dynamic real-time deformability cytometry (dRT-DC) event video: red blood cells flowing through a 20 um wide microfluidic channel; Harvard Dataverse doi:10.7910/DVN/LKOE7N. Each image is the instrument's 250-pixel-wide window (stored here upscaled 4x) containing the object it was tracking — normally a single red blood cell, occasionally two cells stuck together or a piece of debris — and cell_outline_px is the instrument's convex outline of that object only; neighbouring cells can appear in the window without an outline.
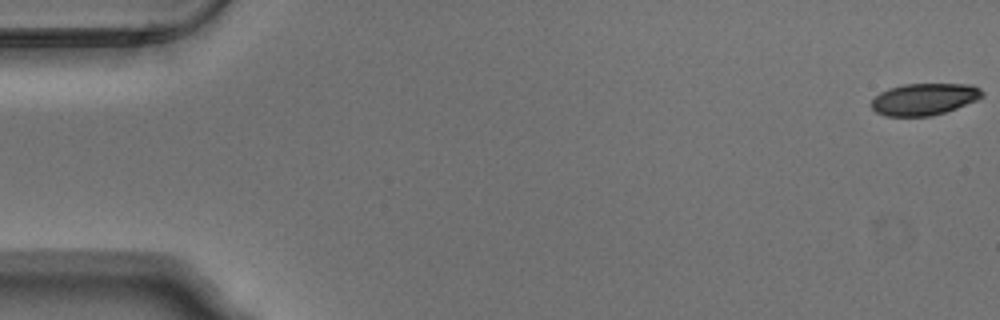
{"species": "Egyptian fruit bat (a non-hibernating species)", "species_latin": "Rousettus aegyptiacus", "temperature_condition": "warm", "stored_images_in_passage": 54, "camera_frame_rate_fps": 3000, "um_per_image_px": 0.085, "animal": {"sex": "male"}, "frame": {"image": 1, "passage_image": 1, "time_ms": 0.0, "image_size_px": [1000, 320], "cell_outline_px": [[984, 96], [976, 100], [956, 108], [932, 116], [884, 116], [876, 112], [872, 108], [872, 100], [880, 92], [888, 88], [904, 84], [972, 84], [980, 88], [984, 92]], "centroid_in_image_um": [78.57, 8.42], "position_along_channel_um": 6.4, "area_um2": 20.58}}
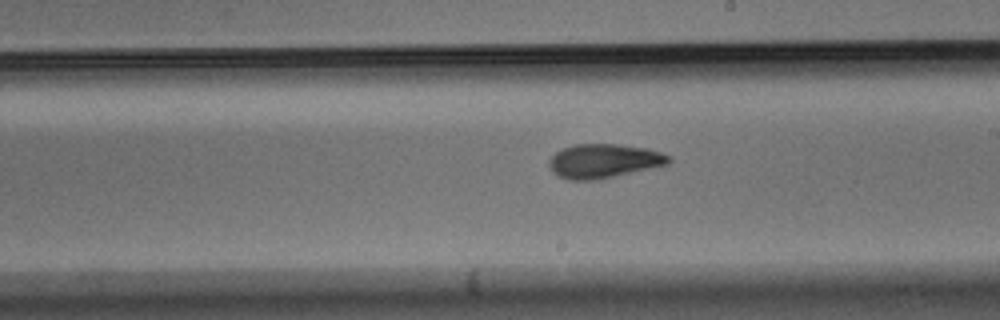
{"frame": {"image": 2, "passage_image": 31, "time_ms": 10.0, "image_size_px": [1000, 320], "cell_outline_px": [[672, 160], [668, 164], [600, 180], [568, 180], [556, 176], [552, 172], [548, 164], [548, 160], [560, 148], [576, 144], [620, 144], [648, 148], [672, 156]], "centroid_in_image_um": [51.31, 13.69], "position_along_channel_um": 237.7, "area_um2": 24.22}}
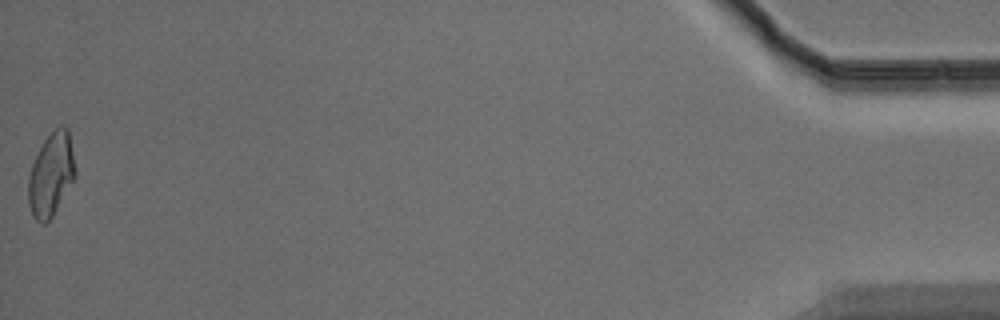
{"frame": {"image": 3, "passage_image": 54, "time_ms": 17.667, "image_size_px": [1000, 320], "cell_outline_px": [[76, 176], [52, 216], [44, 224], [40, 224], [32, 216], [28, 204], [28, 176], [32, 164], [44, 140], [60, 124], [64, 124], [68, 128], [76, 172]], "centroid_in_image_um": [4.33, 14.84], "position_along_channel_um": 430.9, "area_um2": 22.72}, "authors_computed_cell_mechanics": {"area_um2": 22.7732, "velocity_mm_per_s": 3.7854, "shape_relaxation_time_tau1_ms": 6.9301, "shape_relaxation_time_tau2_ms": 3.5237, "deformation_change_tau1": 0.1744, "deformation_change_tau2": 0.1129}}